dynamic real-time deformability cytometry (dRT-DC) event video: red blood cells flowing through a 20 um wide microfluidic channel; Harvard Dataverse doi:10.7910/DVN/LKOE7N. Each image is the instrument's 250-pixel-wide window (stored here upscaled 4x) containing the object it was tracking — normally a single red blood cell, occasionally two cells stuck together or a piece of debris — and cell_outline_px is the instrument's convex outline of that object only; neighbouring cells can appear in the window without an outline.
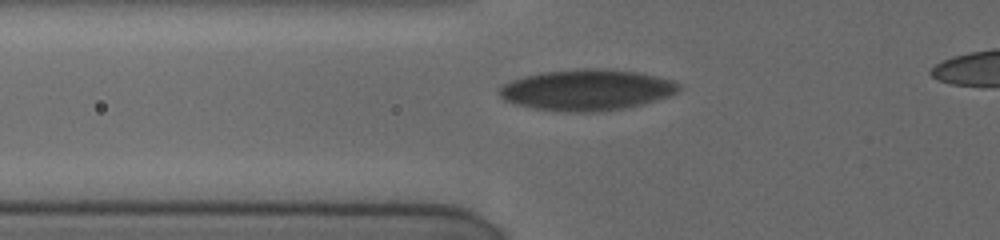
{"species": "human", "species_latin": "Homo sapiens", "temperature_condition": "cold", "stored_images_in_passage": 29, "camera_frame_rate_fps": 3000, "um_per_image_px": 0.085, "donor": {"sex": "female"}, "frame": {"image": 1, "passage_image": 3, "time_ms": 1.0, "image_size_px": [1000, 240], "cell_outline_px": [[680, 88], [676, 92], [668, 96], [656, 100], [628, 108], [596, 112], [564, 112], [532, 108], [504, 100], [496, 92], [500, 84], [524, 76], [540, 72], [576, 68], [604, 68], [636, 72], [656, 76], [672, 80], [680, 84]], "centroid_in_image_um": [49.83, 7.64], "position_along_channel_um": 76.0, "area_um2": 43.35}}
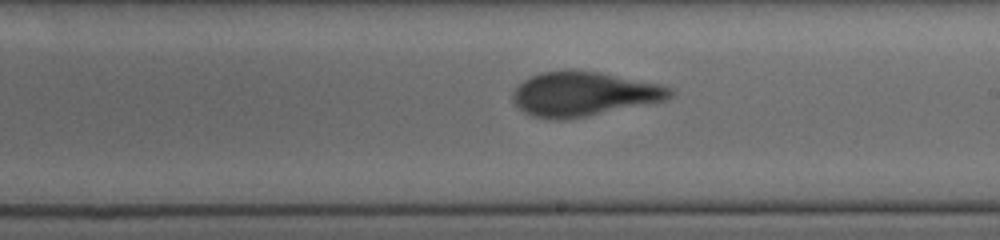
{"frame": {"image": 2, "passage_image": 14, "time_ms": 5.333, "image_size_px": [1000, 240], "cell_outline_px": [[672, 96], [664, 100], [568, 120], [552, 120], [532, 116], [524, 112], [512, 100], [512, 92], [524, 80], [540, 72], [600, 72], [660, 84], [668, 88], [672, 92]], "centroid_in_image_um": [49.57, 8.02], "position_along_channel_um": 239.4, "area_um2": 39.82}}
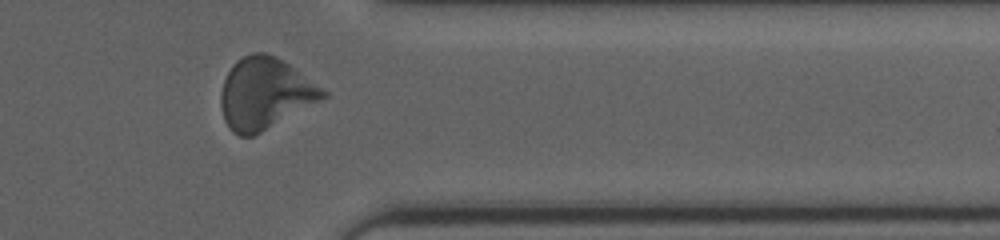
{"frame": {"image": 3, "passage_image": 24, "time_ms": 9.333, "image_size_px": [1000, 240], "cell_outline_px": [[328, 96], [260, 132], [252, 136], [240, 136], [232, 132], [228, 128], [224, 120], [220, 104], [220, 92], [224, 80], [232, 64], [236, 60], [252, 52], [264, 52], [276, 56], [288, 64], [328, 92]], "centroid_in_image_um": [22.47, 7.94], "position_along_channel_um": 388.9, "area_um2": 42.02}}